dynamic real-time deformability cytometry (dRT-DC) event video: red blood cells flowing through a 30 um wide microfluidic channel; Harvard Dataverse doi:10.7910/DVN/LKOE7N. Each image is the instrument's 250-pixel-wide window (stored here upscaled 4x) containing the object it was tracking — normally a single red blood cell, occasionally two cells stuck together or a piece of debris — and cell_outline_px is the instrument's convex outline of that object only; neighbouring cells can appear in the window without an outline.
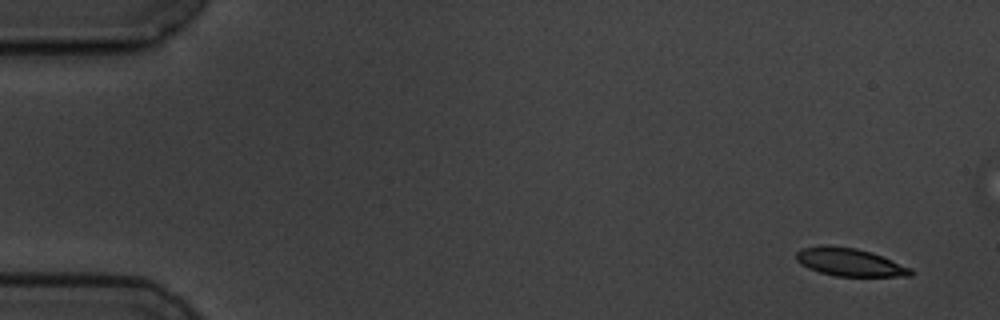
{"species": "common noctule bat (a hibernating species)", "species_latin": "Nyctalus noctula", "temperature_condition": "cold", "stored_images_in_passage": 5, "camera_frame_rate_fps": 3000, "um_per_image_px": 0.085, "animal": {"sex": "male", "body_mass_g": 19.5, "forearm_length_mm": 54.6}, "frame": {"image": 1, "passage_image": 1, "time_ms": 0.0, "image_size_px": [1000, 320], "cell_outline_px": [[912, 276], [836, 276], [820, 272], [808, 268], [800, 264], [796, 260], [796, 252], [800, 248], [820, 244], [824, 244], [856, 248], [872, 252], [912, 268]], "centroid_in_image_um": [72.18, 22.26], "position_along_channel_um": 12.8, "area_um2": 18.84}}
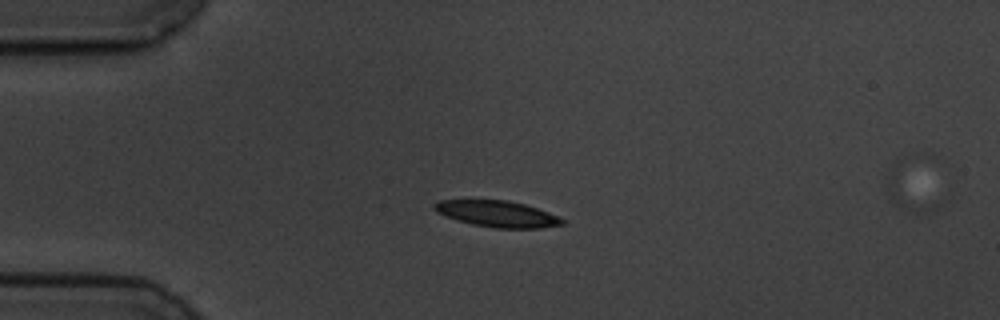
{"frame": {"image": 2, "passage_image": 4, "time_ms": 3.667, "image_size_px": [1000, 320], "cell_outline_px": [[564, 224], [540, 228], [496, 228], [472, 224], [456, 220], [444, 216], [436, 212], [432, 208], [432, 204], [440, 200], [508, 200], [524, 204], [548, 212], [564, 220]], "centroid_in_image_um": [42.2, 18.17], "position_along_channel_um": 42.8, "area_um2": 19.54}}